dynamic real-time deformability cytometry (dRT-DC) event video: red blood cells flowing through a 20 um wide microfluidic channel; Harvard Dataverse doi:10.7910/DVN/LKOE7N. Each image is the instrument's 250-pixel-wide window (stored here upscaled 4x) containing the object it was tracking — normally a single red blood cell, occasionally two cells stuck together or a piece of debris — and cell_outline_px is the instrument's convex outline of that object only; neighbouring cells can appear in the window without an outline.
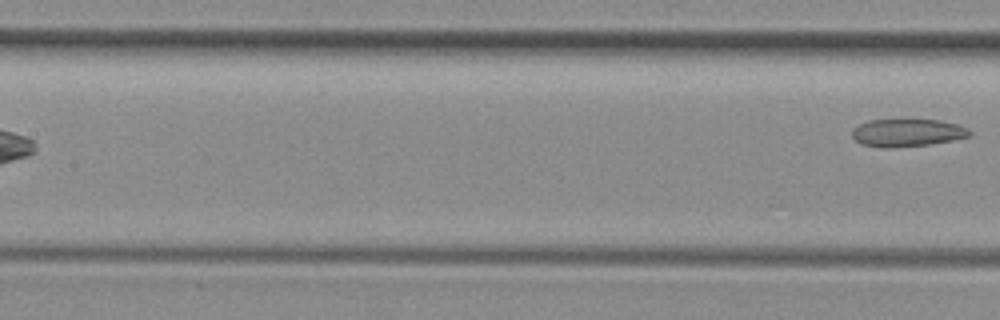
{"species": "common noctule bat (a hibernating species)", "species_latin": "Nyctalus noctula", "temperature_condition": "room temperature", "stored_images_in_passage": 8, "segment_of_instrument_passage": [2, 2], "camera_frame_rate_fps": 3000, "um_per_image_px": 0.085, "animal": {"sex": "female", "body_mass_g": 29.2, "forearm_length_mm": 56.3}, "frame": {"image": 1, "passage_image": 8, "time_ms": 2.333, "image_size_px": [1000, 320], "cell_outline_px": [[972, 132], [968, 136], [952, 140], [928, 144], [892, 148], [884, 148], [860, 144], [852, 136], [852, 128], [868, 120], [940, 120], [956, 124], [968, 128]], "centroid_in_image_um": [77.08, 11.28], "position_along_channel_um": 130.3, "area_um2": 18.84}}